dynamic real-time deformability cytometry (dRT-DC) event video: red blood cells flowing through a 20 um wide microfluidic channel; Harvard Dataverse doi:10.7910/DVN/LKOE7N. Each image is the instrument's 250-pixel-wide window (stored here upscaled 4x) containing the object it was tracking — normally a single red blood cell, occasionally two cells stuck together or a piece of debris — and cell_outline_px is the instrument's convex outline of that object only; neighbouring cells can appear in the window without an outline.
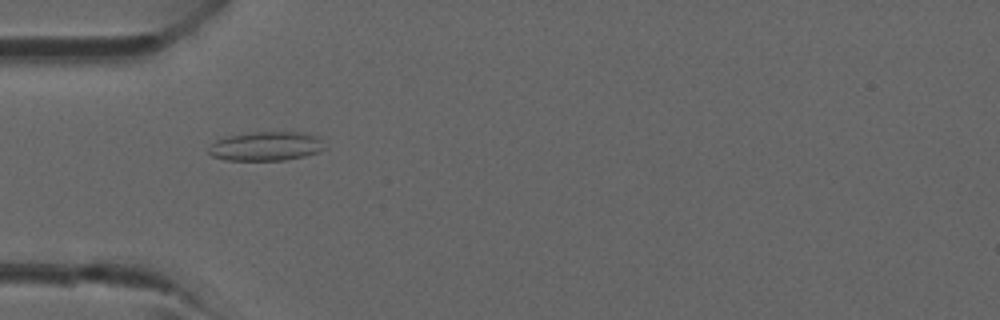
{"species": "common noctule bat (a hibernating species)", "species_latin": "Nyctalus noctula", "temperature_condition": "room temperature", "stored_images_in_passage": 1, "camera_frame_rate_fps": 3000, "um_per_image_px": 0.085, "animal": {"sex": "male", "forearm_length_mm": 52.5}, "frame": {"image": 1, "passage_image": 1, "time_ms": 0.0, "image_size_px": [1000, 320], "cell_outline_px": [[328, 148], [320, 152], [304, 156], [284, 160], [224, 160], [212, 156], [208, 152], [208, 148], [216, 140], [228, 136], [252, 132], [308, 132], [320, 136]], "centroid_in_image_um": [22.7, 12.42], "position_along_channel_um": 62.3, "area_um2": 20.06}}